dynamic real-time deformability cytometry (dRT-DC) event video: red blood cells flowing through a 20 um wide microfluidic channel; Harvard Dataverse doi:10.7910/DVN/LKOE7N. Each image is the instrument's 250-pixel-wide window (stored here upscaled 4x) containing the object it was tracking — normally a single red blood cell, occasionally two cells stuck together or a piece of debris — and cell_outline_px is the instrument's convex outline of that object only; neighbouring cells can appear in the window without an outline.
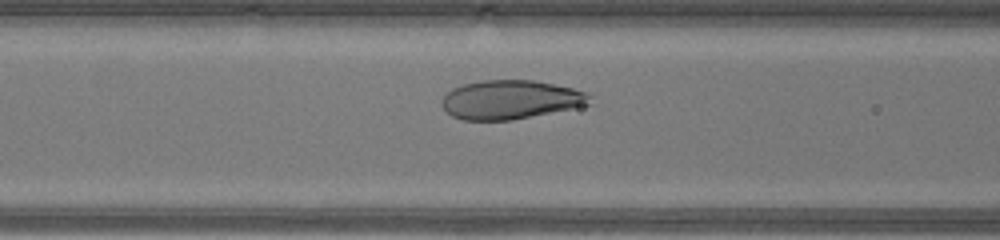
{"species": "human", "species_latin": "Homo sapiens", "temperature_condition": "warm", "stored_images_in_passage": 31, "camera_frame_rate_fps": 3000, "um_per_image_px": 0.085, "donor": {"sex": "male"}, "frame": {"image": 1, "passage_image": 12, "time_ms": 3.667, "image_size_px": [1000, 240], "cell_outline_px": [[592, 104], [512, 120], [464, 120], [452, 116], [440, 104], [440, 100], [452, 88], [464, 84], [480, 80], [532, 80], [572, 88], [584, 92], [592, 96]], "centroid_in_image_um": [43.38, 8.47], "position_along_channel_um": 123.2, "area_um2": 33.47}}
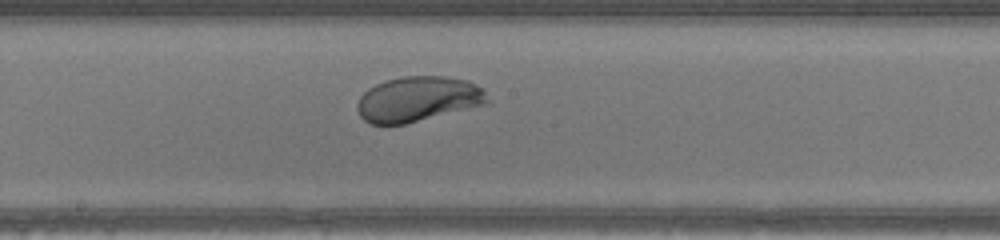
{"frame": {"image": 2, "passage_image": 18, "time_ms": 5.667, "image_size_px": [1000, 240], "cell_outline_px": [[488, 100], [484, 104], [404, 124], [372, 124], [364, 120], [360, 116], [356, 108], [356, 104], [360, 96], [368, 88], [376, 84], [388, 80], [404, 76], [444, 76], [468, 80], [484, 88]], "centroid_in_image_um": [35.5, 8.41], "position_along_channel_um": 212.7, "area_um2": 33.99}}
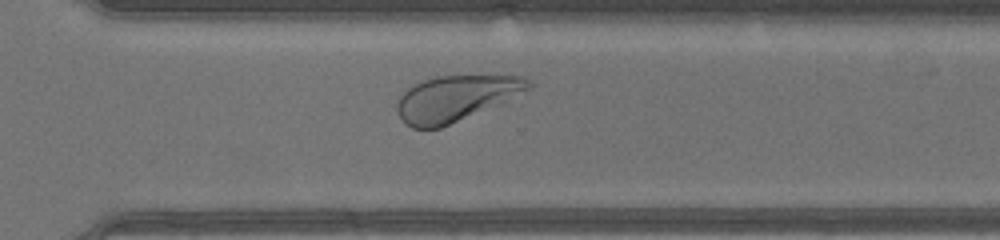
{"frame": {"image": 3, "passage_image": 26, "time_ms": 8.333, "image_size_px": [1000, 240], "cell_outline_px": [[536, 84], [532, 88], [440, 128], [412, 128], [404, 124], [396, 112], [396, 100], [404, 88], [412, 84], [436, 76], [524, 76]], "centroid_in_image_um": [38.64, 8.34], "position_along_channel_um": 332.0, "area_um2": 34.74}, "authors_computed_cell_mechanics": {"area_um2": 34.969, "velocity_mm_per_s": 4.4729, "shape_relaxation_time_tau1_ms": 3.3243, "shape_relaxation_time_tau2_ms": null, "deformation_change_tau1": 0.2095, "deformation_change_tau2": null}}